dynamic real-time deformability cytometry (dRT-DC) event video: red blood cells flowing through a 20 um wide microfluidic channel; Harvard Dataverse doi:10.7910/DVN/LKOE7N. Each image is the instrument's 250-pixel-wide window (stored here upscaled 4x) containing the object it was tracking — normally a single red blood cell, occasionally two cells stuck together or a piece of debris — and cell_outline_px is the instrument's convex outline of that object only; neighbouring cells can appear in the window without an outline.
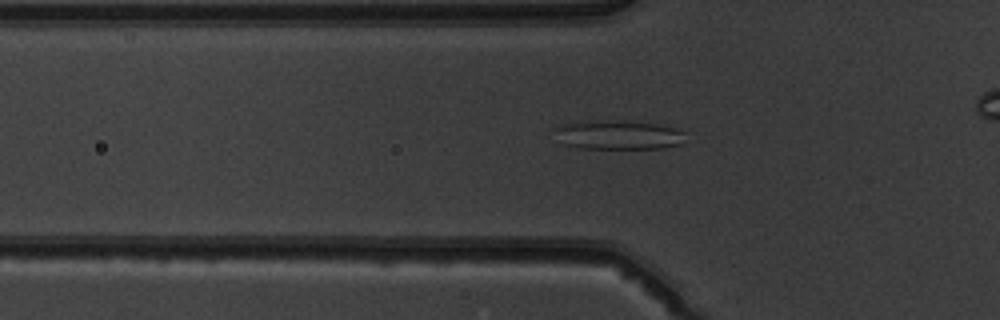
{"species": "common noctule bat (a hibernating species)", "species_latin": "Nyctalus noctula", "temperature_condition": "warm", "stored_images_in_passage": 46, "camera_frame_rate_fps": 3000, "um_per_image_px": 0.085, "animal": {"sex": "male", "body_mass_g": 19.5, "forearm_length_mm": 54.6}, "frame": {"image": 1, "passage_image": 18, "time_ms": 5.667, "image_size_px": [1000, 320], "cell_outline_px": [[688, 132], [684, 144], [664, 148], [580, 148], [564, 144], [552, 128], [564, 124], [608, 120], [660, 124]], "centroid_in_image_um": [52.67, 11.48], "position_along_channel_um": 73.1, "area_um2": 22.14}}
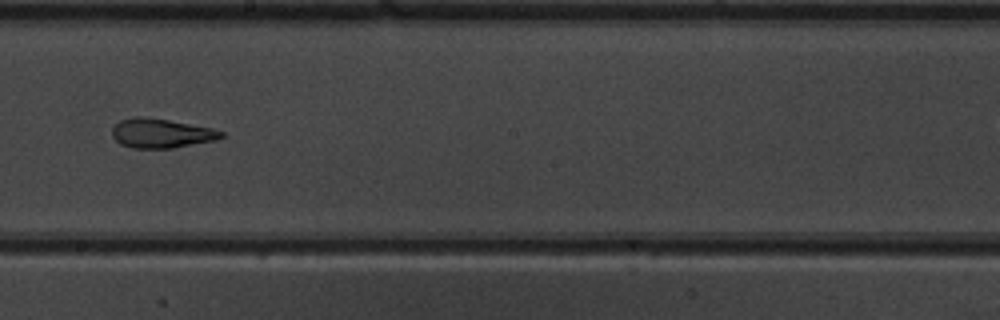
{"frame": {"image": 2, "passage_image": 30, "time_ms": 9.667, "image_size_px": [1000, 320], "cell_outline_px": [[224, 136], [216, 140], [172, 148], [132, 148], [120, 144], [112, 136], [112, 128], [120, 120], [132, 116], [144, 116], [168, 120], [212, 128], [224, 132]], "centroid_in_image_um": [13.68, 11.32], "position_along_channel_um": 234.5, "area_um2": 18.67}}
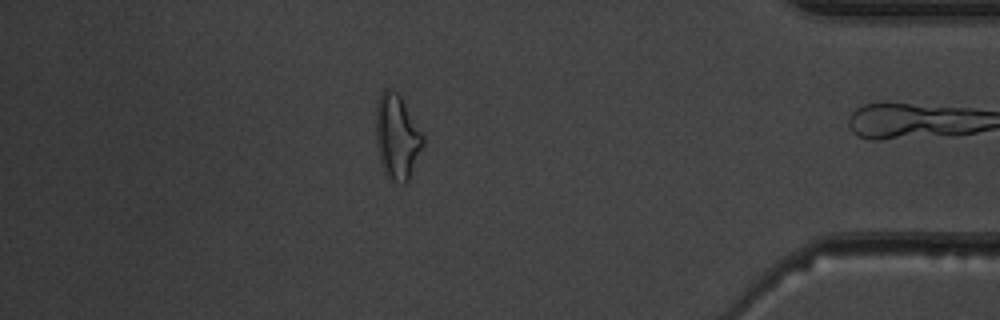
{"frame": {"image": 3, "passage_image": 45, "time_ms": 14.667, "image_size_px": [1000, 320], "cell_outline_px": [[424, 144], [408, 180], [404, 184], [400, 184], [388, 180], [380, 164], [376, 144], [376, 104], [380, 92], [384, 88], [388, 88], [400, 92], [424, 136]], "centroid_in_image_um": [33.73, 11.6], "position_along_channel_um": 401.5, "area_um2": 23.93}, "authors_computed_cell_mechanics": {"area_um2": 21.1259, "velocity_mm_per_s": 4.0243, "shape_relaxation_time_tau1_ms": 9.6124, "shape_relaxation_time_tau2_ms": 2.1742, "deformation_change_tau1": 0.2583, "deformation_change_tau2": 0.1079}}